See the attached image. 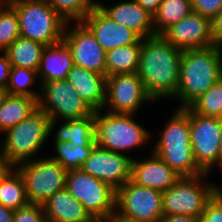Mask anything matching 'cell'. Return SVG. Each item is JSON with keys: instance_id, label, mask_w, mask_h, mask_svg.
<instances>
[{"instance_id": "33", "label": "cell", "mask_w": 222, "mask_h": 222, "mask_svg": "<svg viewBox=\"0 0 222 222\" xmlns=\"http://www.w3.org/2000/svg\"><path fill=\"white\" fill-rule=\"evenodd\" d=\"M20 37L19 18L16 11L5 2L0 7V51L4 52Z\"/></svg>"}, {"instance_id": "23", "label": "cell", "mask_w": 222, "mask_h": 222, "mask_svg": "<svg viewBox=\"0 0 222 222\" xmlns=\"http://www.w3.org/2000/svg\"><path fill=\"white\" fill-rule=\"evenodd\" d=\"M37 108L35 98L8 94L0 106V133L17 125Z\"/></svg>"}, {"instance_id": "11", "label": "cell", "mask_w": 222, "mask_h": 222, "mask_svg": "<svg viewBox=\"0 0 222 222\" xmlns=\"http://www.w3.org/2000/svg\"><path fill=\"white\" fill-rule=\"evenodd\" d=\"M163 216L162 192L126 182L116 190L114 219L159 221Z\"/></svg>"}, {"instance_id": "19", "label": "cell", "mask_w": 222, "mask_h": 222, "mask_svg": "<svg viewBox=\"0 0 222 222\" xmlns=\"http://www.w3.org/2000/svg\"><path fill=\"white\" fill-rule=\"evenodd\" d=\"M98 6L117 24L133 30L142 39L156 35L153 15L142 8L136 0L120 2L110 8L98 2Z\"/></svg>"}, {"instance_id": "26", "label": "cell", "mask_w": 222, "mask_h": 222, "mask_svg": "<svg viewBox=\"0 0 222 222\" xmlns=\"http://www.w3.org/2000/svg\"><path fill=\"white\" fill-rule=\"evenodd\" d=\"M142 40L138 44L117 47L106 52V76L137 73Z\"/></svg>"}, {"instance_id": "37", "label": "cell", "mask_w": 222, "mask_h": 222, "mask_svg": "<svg viewBox=\"0 0 222 222\" xmlns=\"http://www.w3.org/2000/svg\"><path fill=\"white\" fill-rule=\"evenodd\" d=\"M211 36L215 45L222 46V11L211 21Z\"/></svg>"}, {"instance_id": "30", "label": "cell", "mask_w": 222, "mask_h": 222, "mask_svg": "<svg viewBox=\"0 0 222 222\" xmlns=\"http://www.w3.org/2000/svg\"><path fill=\"white\" fill-rule=\"evenodd\" d=\"M188 107L202 116L222 118V78Z\"/></svg>"}, {"instance_id": "7", "label": "cell", "mask_w": 222, "mask_h": 222, "mask_svg": "<svg viewBox=\"0 0 222 222\" xmlns=\"http://www.w3.org/2000/svg\"><path fill=\"white\" fill-rule=\"evenodd\" d=\"M65 188L84 206L92 218L113 220L116 209V189L82 169L68 170Z\"/></svg>"}, {"instance_id": "22", "label": "cell", "mask_w": 222, "mask_h": 222, "mask_svg": "<svg viewBox=\"0 0 222 222\" xmlns=\"http://www.w3.org/2000/svg\"><path fill=\"white\" fill-rule=\"evenodd\" d=\"M73 65L71 52L63 41L46 46L37 71L40 84L66 79Z\"/></svg>"}, {"instance_id": "39", "label": "cell", "mask_w": 222, "mask_h": 222, "mask_svg": "<svg viewBox=\"0 0 222 222\" xmlns=\"http://www.w3.org/2000/svg\"><path fill=\"white\" fill-rule=\"evenodd\" d=\"M159 222H198V218L188 215H163Z\"/></svg>"}, {"instance_id": "3", "label": "cell", "mask_w": 222, "mask_h": 222, "mask_svg": "<svg viewBox=\"0 0 222 222\" xmlns=\"http://www.w3.org/2000/svg\"><path fill=\"white\" fill-rule=\"evenodd\" d=\"M164 128L152 152L181 177L205 174L198 167L193 155L189 107L178 108Z\"/></svg>"}, {"instance_id": "36", "label": "cell", "mask_w": 222, "mask_h": 222, "mask_svg": "<svg viewBox=\"0 0 222 222\" xmlns=\"http://www.w3.org/2000/svg\"><path fill=\"white\" fill-rule=\"evenodd\" d=\"M198 222H222V206L212 198L206 204Z\"/></svg>"}, {"instance_id": "27", "label": "cell", "mask_w": 222, "mask_h": 222, "mask_svg": "<svg viewBox=\"0 0 222 222\" xmlns=\"http://www.w3.org/2000/svg\"><path fill=\"white\" fill-rule=\"evenodd\" d=\"M28 203L23 177L12 167L0 180V204L14 211Z\"/></svg>"}, {"instance_id": "21", "label": "cell", "mask_w": 222, "mask_h": 222, "mask_svg": "<svg viewBox=\"0 0 222 222\" xmlns=\"http://www.w3.org/2000/svg\"><path fill=\"white\" fill-rule=\"evenodd\" d=\"M42 205L47 222H89L93 219L66 188L55 192Z\"/></svg>"}, {"instance_id": "20", "label": "cell", "mask_w": 222, "mask_h": 222, "mask_svg": "<svg viewBox=\"0 0 222 222\" xmlns=\"http://www.w3.org/2000/svg\"><path fill=\"white\" fill-rule=\"evenodd\" d=\"M66 80L94 111L102 110L105 103L106 75L73 65Z\"/></svg>"}, {"instance_id": "1", "label": "cell", "mask_w": 222, "mask_h": 222, "mask_svg": "<svg viewBox=\"0 0 222 222\" xmlns=\"http://www.w3.org/2000/svg\"><path fill=\"white\" fill-rule=\"evenodd\" d=\"M182 53L162 35L142 39L137 74L153 101L175 96Z\"/></svg>"}, {"instance_id": "44", "label": "cell", "mask_w": 222, "mask_h": 222, "mask_svg": "<svg viewBox=\"0 0 222 222\" xmlns=\"http://www.w3.org/2000/svg\"><path fill=\"white\" fill-rule=\"evenodd\" d=\"M8 93L5 87L0 86V106L7 97Z\"/></svg>"}, {"instance_id": "12", "label": "cell", "mask_w": 222, "mask_h": 222, "mask_svg": "<svg viewBox=\"0 0 222 222\" xmlns=\"http://www.w3.org/2000/svg\"><path fill=\"white\" fill-rule=\"evenodd\" d=\"M189 126L195 162L208 174L213 165L219 164L222 118L202 116L189 108Z\"/></svg>"}, {"instance_id": "6", "label": "cell", "mask_w": 222, "mask_h": 222, "mask_svg": "<svg viewBox=\"0 0 222 222\" xmlns=\"http://www.w3.org/2000/svg\"><path fill=\"white\" fill-rule=\"evenodd\" d=\"M103 110L95 111V142L108 151L124 154L131 148L148 142V130L137 123L133 114H116Z\"/></svg>"}, {"instance_id": "10", "label": "cell", "mask_w": 222, "mask_h": 222, "mask_svg": "<svg viewBox=\"0 0 222 222\" xmlns=\"http://www.w3.org/2000/svg\"><path fill=\"white\" fill-rule=\"evenodd\" d=\"M22 175L29 203L43 204L65 188L67 170L50 157L29 160L15 167Z\"/></svg>"}, {"instance_id": "15", "label": "cell", "mask_w": 222, "mask_h": 222, "mask_svg": "<svg viewBox=\"0 0 222 222\" xmlns=\"http://www.w3.org/2000/svg\"><path fill=\"white\" fill-rule=\"evenodd\" d=\"M131 162L132 157L95 145L81 169L117 190L131 180Z\"/></svg>"}, {"instance_id": "49", "label": "cell", "mask_w": 222, "mask_h": 222, "mask_svg": "<svg viewBox=\"0 0 222 222\" xmlns=\"http://www.w3.org/2000/svg\"><path fill=\"white\" fill-rule=\"evenodd\" d=\"M5 2H3V1H0V7L4 4Z\"/></svg>"}, {"instance_id": "28", "label": "cell", "mask_w": 222, "mask_h": 222, "mask_svg": "<svg viewBox=\"0 0 222 222\" xmlns=\"http://www.w3.org/2000/svg\"><path fill=\"white\" fill-rule=\"evenodd\" d=\"M191 12V0H162L153 15L155 34L161 35L167 28L178 23Z\"/></svg>"}, {"instance_id": "45", "label": "cell", "mask_w": 222, "mask_h": 222, "mask_svg": "<svg viewBox=\"0 0 222 222\" xmlns=\"http://www.w3.org/2000/svg\"><path fill=\"white\" fill-rule=\"evenodd\" d=\"M117 222H159V221H143V220H133V219H114Z\"/></svg>"}, {"instance_id": "2", "label": "cell", "mask_w": 222, "mask_h": 222, "mask_svg": "<svg viewBox=\"0 0 222 222\" xmlns=\"http://www.w3.org/2000/svg\"><path fill=\"white\" fill-rule=\"evenodd\" d=\"M222 78V46L183 51L180 62L179 85L174 98L180 107H188Z\"/></svg>"}, {"instance_id": "24", "label": "cell", "mask_w": 222, "mask_h": 222, "mask_svg": "<svg viewBox=\"0 0 222 222\" xmlns=\"http://www.w3.org/2000/svg\"><path fill=\"white\" fill-rule=\"evenodd\" d=\"M54 141H71L74 146H95V111L83 119L64 120Z\"/></svg>"}, {"instance_id": "50", "label": "cell", "mask_w": 222, "mask_h": 222, "mask_svg": "<svg viewBox=\"0 0 222 222\" xmlns=\"http://www.w3.org/2000/svg\"><path fill=\"white\" fill-rule=\"evenodd\" d=\"M0 1H3V2H9L10 0H0Z\"/></svg>"}, {"instance_id": "48", "label": "cell", "mask_w": 222, "mask_h": 222, "mask_svg": "<svg viewBox=\"0 0 222 222\" xmlns=\"http://www.w3.org/2000/svg\"><path fill=\"white\" fill-rule=\"evenodd\" d=\"M89 222H97V219L96 218H93L91 221Z\"/></svg>"}, {"instance_id": "29", "label": "cell", "mask_w": 222, "mask_h": 222, "mask_svg": "<svg viewBox=\"0 0 222 222\" xmlns=\"http://www.w3.org/2000/svg\"><path fill=\"white\" fill-rule=\"evenodd\" d=\"M54 148L57 156L50 157L68 170L81 169L94 146H74L71 141H55Z\"/></svg>"}, {"instance_id": "41", "label": "cell", "mask_w": 222, "mask_h": 222, "mask_svg": "<svg viewBox=\"0 0 222 222\" xmlns=\"http://www.w3.org/2000/svg\"><path fill=\"white\" fill-rule=\"evenodd\" d=\"M1 146V145H0ZM12 168V166L7 161L5 155L0 149V180L6 175V173Z\"/></svg>"}, {"instance_id": "25", "label": "cell", "mask_w": 222, "mask_h": 222, "mask_svg": "<svg viewBox=\"0 0 222 222\" xmlns=\"http://www.w3.org/2000/svg\"><path fill=\"white\" fill-rule=\"evenodd\" d=\"M45 48L46 45L40 42L18 37L4 52L7 54L11 66L38 71Z\"/></svg>"}, {"instance_id": "5", "label": "cell", "mask_w": 222, "mask_h": 222, "mask_svg": "<svg viewBox=\"0 0 222 222\" xmlns=\"http://www.w3.org/2000/svg\"><path fill=\"white\" fill-rule=\"evenodd\" d=\"M50 117L37 108L27 118L6 130L1 151L12 167L33 160L50 135ZM36 154V155H35Z\"/></svg>"}, {"instance_id": "40", "label": "cell", "mask_w": 222, "mask_h": 222, "mask_svg": "<svg viewBox=\"0 0 222 222\" xmlns=\"http://www.w3.org/2000/svg\"><path fill=\"white\" fill-rule=\"evenodd\" d=\"M139 5L144 8L146 11H148L151 15H154L162 0H136Z\"/></svg>"}, {"instance_id": "31", "label": "cell", "mask_w": 222, "mask_h": 222, "mask_svg": "<svg viewBox=\"0 0 222 222\" xmlns=\"http://www.w3.org/2000/svg\"><path fill=\"white\" fill-rule=\"evenodd\" d=\"M38 72L24 67H11L9 82L6 87L7 93L10 95H24L35 98L37 101L40 94L30 90L35 81L37 82Z\"/></svg>"}, {"instance_id": "4", "label": "cell", "mask_w": 222, "mask_h": 222, "mask_svg": "<svg viewBox=\"0 0 222 222\" xmlns=\"http://www.w3.org/2000/svg\"><path fill=\"white\" fill-rule=\"evenodd\" d=\"M7 3L18 15L20 37L46 46L63 40L67 22L45 0H10Z\"/></svg>"}, {"instance_id": "35", "label": "cell", "mask_w": 222, "mask_h": 222, "mask_svg": "<svg viewBox=\"0 0 222 222\" xmlns=\"http://www.w3.org/2000/svg\"><path fill=\"white\" fill-rule=\"evenodd\" d=\"M191 9L211 21L222 11V0H191Z\"/></svg>"}, {"instance_id": "32", "label": "cell", "mask_w": 222, "mask_h": 222, "mask_svg": "<svg viewBox=\"0 0 222 222\" xmlns=\"http://www.w3.org/2000/svg\"><path fill=\"white\" fill-rule=\"evenodd\" d=\"M67 22H81L98 5L94 0H45Z\"/></svg>"}, {"instance_id": "46", "label": "cell", "mask_w": 222, "mask_h": 222, "mask_svg": "<svg viewBox=\"0 0 222 222\" xmlns=\"http://www.w3.org/2000/svg\"><path fill=\"white\" fill-rule=\"evenodd\" d=\"M219 167L222 170V137L220 139V149H219Z\"/></svg>"}, {"instance_id": "47", "label": "cell", "mask_w": 222, "mask_h": 222, "mask_svg": "<svg viewBox=\"0 0 222 222\" xmlns=\"http://www.w3.org/2000/svg\"><path fill=\"white\" fill-rule=\"evenodd\" d=\"M97 222H117L116 220H102V219H97Z\"/></svg>"}, {"instance_id": "16", "label": "cell", "mask_w": 222, "mask_h": 222, "mask_svg": "<svg viewBox=\"0 0 222 222\" xmlns=\"http://www.w3.org/2000/svg\"><path fill=\"white\" fill-rule=\"evenodd\" d=\"M176 49L182 51L215 45L211 36V23L206 17L191 12L161 34Z\"/></svg>"}, {"instance_id": "34", "label": "cell", "mask_w": 222, "mask_h": 222, "mask_svg": "<svg viewBox=\"0 0 222 222\" xmlns=\"http://www.w3.org/2000/svg\"><path fill=\"white\" fill-rule=\"evenodd\" d=\"M13 222H47L42 204L28 203L13 211Z\"/></svg>"}, {"instance_id": "14", "label": "cell", "mask_w": 222, "mask_h": 222, "mask_svg": "<svg viewBox=\"0 0 222 222\" xmlns=\"http://www.w3.org/2000/svg\"><path fill=\"white\" fill-rule=\"evenodd\" d=\"M68 25L70 22L65 26L62 41L71 52L73 64L106 75V52L91 31L82 22H76L72 29Z\"/></svg>"}, {"instance_id": "38", "label": "cell", "mask_w": 222, "mask_h": 222, "mask_svg": "<svg viewBox=\"0 0 222 222\" xmlns=\"http://www.w3.org/2000/svg\"><path fill=\"white\" fill-rule=\"evenodd\" d=\"M0 56V86L7 87L9 82L11 63L5 52Z\"/></svg>"}, {"instance_id": "43", "label": "cell", "mask_w": 222, "mask_h": 222, "mask_svg": "<svg viewBox=\"0 0 222 222\" xmlns=\"http://www.w3.org/2000/svg\"><path fill=\"white\" fill-rule=\"evenodd\" d=\"M212 198L222 206V188L216 184L212 185Z\"/></svg>"}, {"instance_id": "9", "label": "cell", "mask_w": 222, "mask_h": 222, "mask_svg": "<svg viewBox=\"0 0 222 222\" xmlns=\"http://www.w3.org/2000/svg\"><path fill=\"white\" fill-rule=\"evenodd\" d=\"M38 108L51 119L50 135L58 119L74 120L91 116L94 110L81 99L75 88L66 80L40 84Z\"/></svg>"}, {"instance_id": "18", "label": "cell", "mask_w": 222, "mask_h": 222, "mask_svg": "<svg viewBox=\"0 0 222 222\" xmlns=\"http://www.w3.org/2000/svg\"><path fill=\"white\" fill-rule=\"evenodd\" d=\"M180 177L153 152L150 158L143 161L132 159L131 180L138 185L164 192L172 187Z\"/></svg>"}, {"instance_id": "17", "label": "cell", "mask_w": 222, "mask_h": 222, "mask_svg": "<svg viewBox=\"0 0 222 222\" xmlns=\"http://www.w3.org/2000/svg\"><path fill=\"white\" fill-rule=\"evenodd\" d=\"M81 22L91 31L105 52L117 47L138 44L142 40L133 30L117 24L98 5Z\"/></svg>"}, {"instance_id": "8", "label": "cell", "mask_w": 222, "mask_h": 222, "mask_svg": "<svg viewBox=\"0 0 222 222\" xmlns=\"http://www.w3.org/2000/svg\"><path fill=\"white\" fill-rule=\"evenodd\" d=\"M207 173L182 176L167 191L162 192L163 215H188L200 218L212 199V182L203 179Z\"/></svg>"}, {"instance_id": "13", "label": "cell", "mask_w": 222, "mask_h": 222, "mask_svg": "<svg viewBox=\"0 0 222 222\" xmlns=\"http://www.w3.org/2000/svg\"><path fill=\"white\" fill-rule=\"evenodd\" d=\"M152 100L137 73L106 76L105 103L102 110L107 107L111 113L135 115L142 104Z\"/></svg>"}, {"instance_id": "42", "label": "cell", "mask_w": 222, "mask_h": 222, "mask_svg": "<svg viewBox=\"0 0 222 222\" xmlns=\"http://www.w3.org/2000/svg\"><path fill=\"white\" fill-rule=\"evenodd\" d=\"M0 222H13V210L0 204Z\"/></svg>"}]
</instances>
